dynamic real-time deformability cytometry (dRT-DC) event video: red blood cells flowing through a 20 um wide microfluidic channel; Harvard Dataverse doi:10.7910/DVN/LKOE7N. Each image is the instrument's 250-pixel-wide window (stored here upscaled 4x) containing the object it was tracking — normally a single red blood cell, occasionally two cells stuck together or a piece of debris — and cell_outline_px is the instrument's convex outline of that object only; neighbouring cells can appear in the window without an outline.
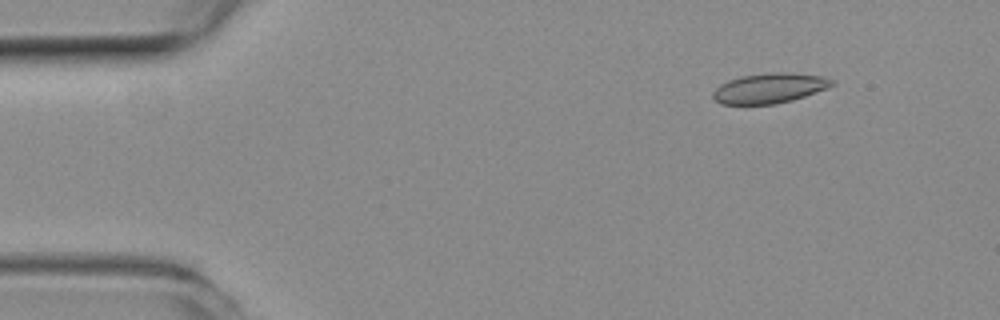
{"species": "common noctule bat (a hibernating species)", "species_latin": "Nyctalus noctula", "temperature_condition": "room temperature", "stored_images_in_passage": 6, "camera_frame_rate_fps": 3000, "um_per_image_px": 0.085, "animal": {"sex": "female", "body_mass_g": 19.3, "forearm_length_mm": 54.1}, "frame": {"image": 1, "passage_image": 2, "time_ms": 0.333, "image_size_px": [1000, 320], "cell_outline_px": [[836, 84], [828, 88], [792, 100], [776, 104], [720, 104], [712, 96], [712, 92], [720, 84], [728, 80], [740, 76], [764, 72], [792, 72], [820, 76], [836, 80]], "centroid_in_image_um": [65.42, 7.48], "position_along_channel_um": 19.6, "area_um2": 21.1}}